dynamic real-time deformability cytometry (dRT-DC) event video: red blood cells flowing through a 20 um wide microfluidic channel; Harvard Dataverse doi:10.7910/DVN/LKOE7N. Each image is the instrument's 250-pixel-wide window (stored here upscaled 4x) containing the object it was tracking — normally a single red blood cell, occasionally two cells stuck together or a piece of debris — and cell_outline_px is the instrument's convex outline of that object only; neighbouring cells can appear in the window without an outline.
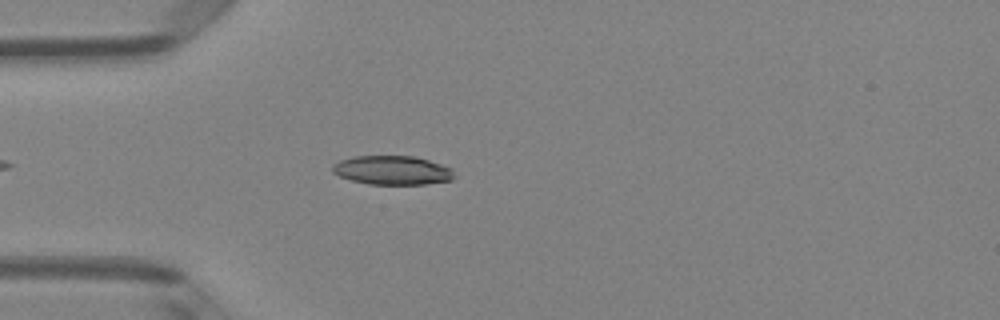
{"species": "Egyptian fruit bat (a non-hibernating species)", "species_latin": "Rousettus aegyptiacus", "temperature_condition": "room temperature", "stored_images_in_passage": 42, "camera_frame_rate_fps": 3000, "um_per_image_px": 0.085, "animal": {"sex": "female"}, "frame": {"image": 1, "passage_image": 6, "time_ms": 1.667, "image_size_px": [1000, 320], "cell_outline_px": [[456, 176], [452, 180], [424, 184], [368, 184], [352, 180], [340, 176], [332, 172], [332, 164], [340, 160], [352, 156], [412, 156], [428, 160], [452, 168]], "centroid_in_image_um": [33.35, 14.47], "position_along_channel_um": 51.7, "area_um2": 20.58}}
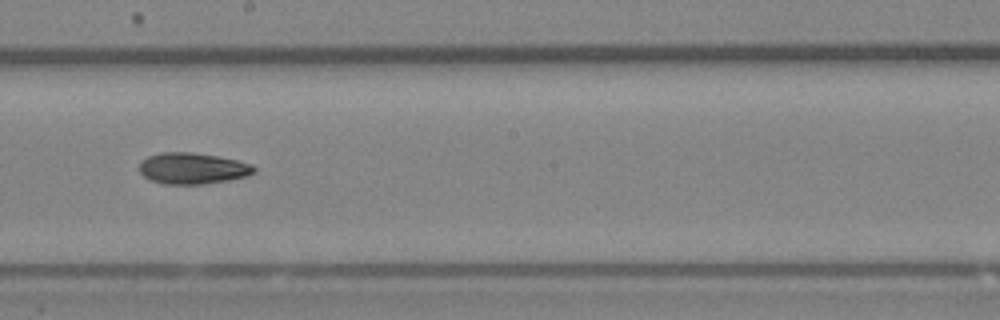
{"frame": {"image": 2, "passage_image": 20, "time_ms": 6.333, "image_size_px": [1000, 320], "cell_outline_px": [[256, 172], [248, 176], [228, 180], [204, 184], [164, 184], [148, 180], [140, 172], [140, 164], [148, 156], [160, 152], [192, 152], [216, 156], [236, 160], [252, 164], [256, 168]], "centroid_in_image_um": [16.38, 14.32], "position_along_channel_um": 231.8, "area_um2": 20.92}}
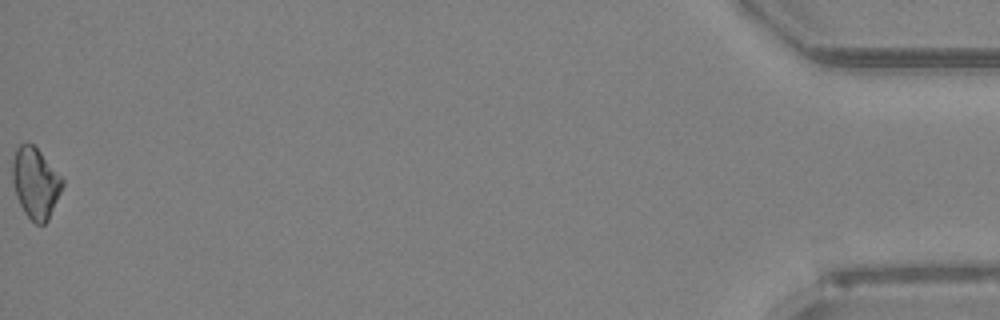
{"frame": {"image": 3, "passage_image": 42, "time_ms": 13.667, "image_size_px": [1000, 320], "cell_outline_px": [[64, 184], [48, 220], [44, 224], [36, 224], [24, 212], [16, 196], [12, 180], [12, 160], [16, 148], [20, 144], [32, 144], [40, 152], [64, 180]], "centroid_in_image_um": [3.0, 15.56], "position_along_channel_um": 432.2, "area_um2": 20.35}, "authors_computed_cell_mechanics": {"area_um2": 20.3167, "velocity_mm_per_s": 4.0911, "shape_relaxation_time_tau1_ms": 5.291, "shape_relaxation_time_tau2_ms": null, "deformation_change_tau1": 0.1201, "deformation_change_tau2": null}}